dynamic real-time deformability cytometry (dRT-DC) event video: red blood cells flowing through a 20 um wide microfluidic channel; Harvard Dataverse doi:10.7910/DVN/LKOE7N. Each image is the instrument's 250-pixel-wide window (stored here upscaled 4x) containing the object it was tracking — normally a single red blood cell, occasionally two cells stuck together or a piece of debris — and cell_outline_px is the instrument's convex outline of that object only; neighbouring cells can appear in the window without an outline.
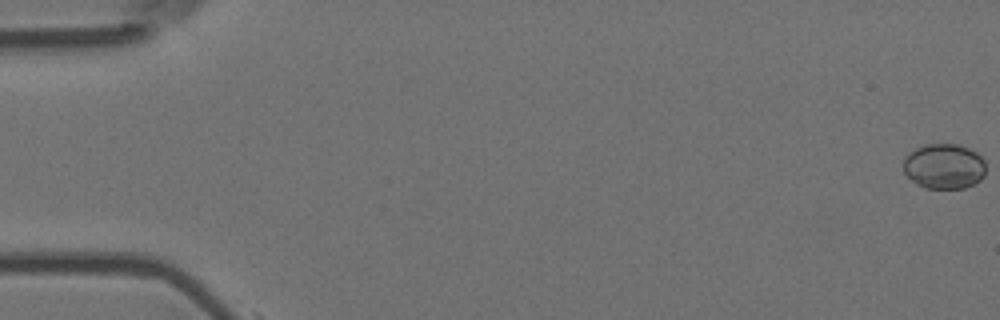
{"species": "Egyptian fruit bat (a non-hibernating species)", "species_latin": "Rousettus aegyptiacus", "temperature_condition": "room temperature", "stored_images_in_passage": 5, "camera_frame_rate_fps": 3000, "um_per_image_px": 0.085, "animal": {"sex": "female"}, "frame": {"image": 1, "passage_image": 1, "time_ms": 0.0, "image_size_px": [1000, 320], "cell_outline_px": [[984, 176], [980, 180], [964, 188], [928, 188], [916, 184], [904, 172], [904, 156], [908, 152], [924, 144], [956, 144], [968, 148], [976, 152], [984, 160]], "centroid_in_image_um": [80.22, 14.12], "position_along_channel_um": 4.8, "area_um2": 21.68}}
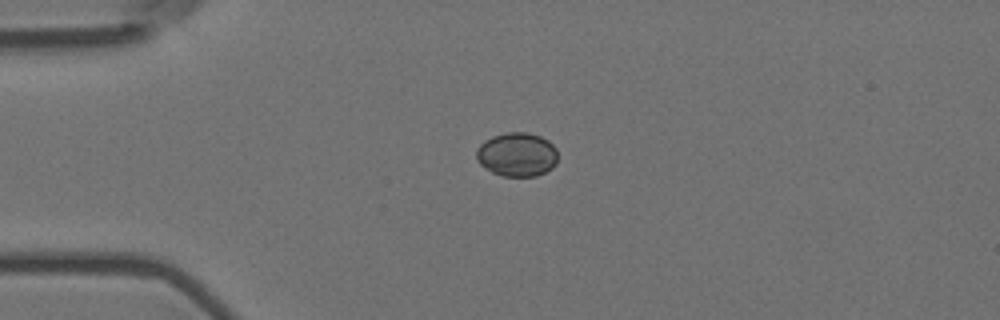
{"frame": {"image": 2, "passage_image": 5, "time_ms": 1.333, "image_size_px": [1000, 320], "cell_outline_px": [[556, 164], [552, 168], [536, 176], [500, 176], [492, 172], [480, 164], [476, 160], [476, 148], [484, 140], [492, 136], [508, 132], [528, 132], [540, 136], [548, 140], [556, 148]], "centroid_in_image_um": [43.92, 13.13], "position_along_channel_um": 41.1, "area_um2": 20.98}}